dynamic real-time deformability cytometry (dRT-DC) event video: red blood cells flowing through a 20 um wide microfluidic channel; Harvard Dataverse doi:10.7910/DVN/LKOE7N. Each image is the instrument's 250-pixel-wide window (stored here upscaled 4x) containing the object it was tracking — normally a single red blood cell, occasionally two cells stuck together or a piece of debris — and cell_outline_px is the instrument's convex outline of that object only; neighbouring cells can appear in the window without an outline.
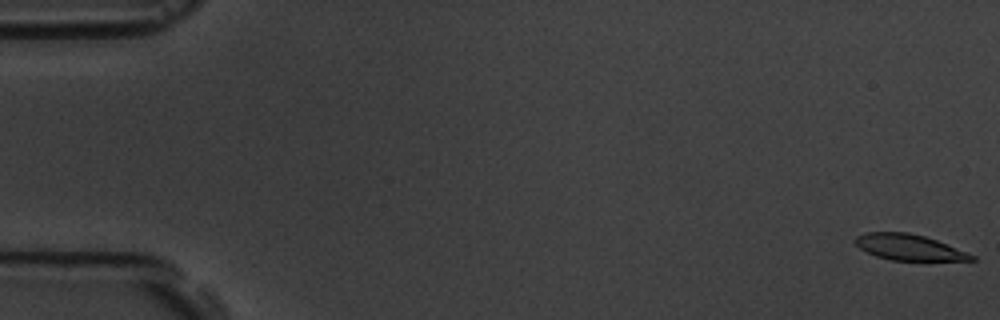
{"species": "common noctule bat (a hibernating species)", "species_latin": "Nyctalus noctula", "temperature_condition": "room temperature", "stored_images_in_passage": 6, "camera_frame_rate_fps": 3000, "um_per_image_px": 0.085, "animal": {"sex": "male", "body_mass_g": 19.5, "forearm_length_mm": 54.6}, "frame": {"image": 1, "passage_image": 1, "time_ms": 0.0, "image_size_px": [1000, 320], "cell_outline_px": [[976, 260], [892, 260], [876, 256], [860, 248], [852, 240], [856, 236], [868, 232], [908, 232], [924, 236], [936, 240], [968, 252], [976, 256]], "centroid_in_image_um": [77.26, 21.01], "position_along_channel_um": 7.7, "area_um2": 17.4}}